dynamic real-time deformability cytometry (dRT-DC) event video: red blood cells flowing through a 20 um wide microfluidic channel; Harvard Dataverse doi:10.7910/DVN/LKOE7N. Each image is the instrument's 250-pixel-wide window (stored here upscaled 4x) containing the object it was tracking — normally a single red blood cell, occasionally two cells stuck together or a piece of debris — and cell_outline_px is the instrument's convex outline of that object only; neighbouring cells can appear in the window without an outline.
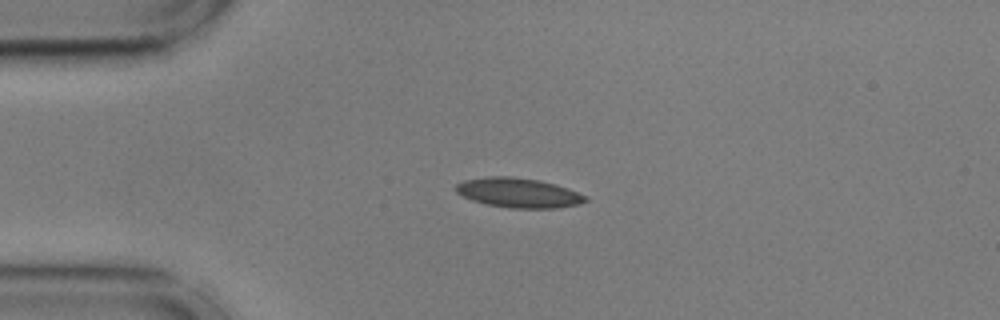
{"species": "common noctule bat (a hibernating species)", "species_latin": "Nyctalus noctula", "temperature_condition": "cold", "stored_images_in_passage": 43, "camera_frame_rate_fps": 3000, "um_per_image_px": 0.085, "animal": {"sex": "male", "body_mass_g": 17.9, "forearm_length_mm": 54.2}, "frame": {"image": 1, "passage_image": 1, "time_ms": 0.0, "image_size_px": [1000, 320], "cell_outline_px": [[588, 200], [580, 204], [556, 208], [508, 208], [488, 204], [472, 200], [456, 192], [452, 188], [456, 184], [464, 180], [488, 176], [512, 176], [540, 180], [556, 184], [568, 188], [588, 196]], "centroid_in_image_um": [44.08, 16.38], "position_along_channel_um": 40.9, "area_um2": 22.6}}
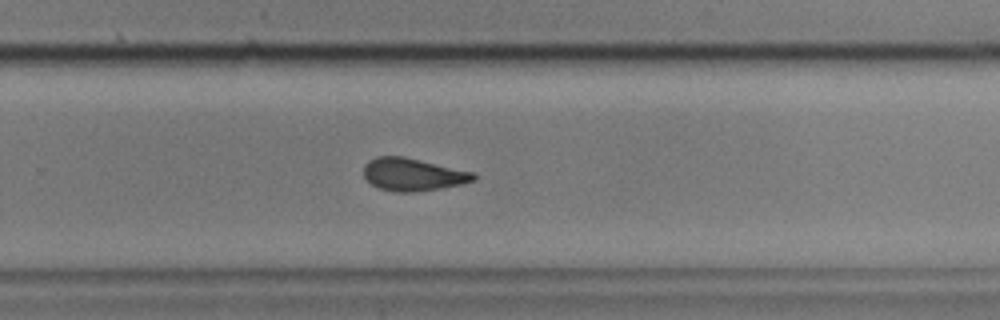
{"frame": {"image": 2, "passage_image": 24, "time_ms": 7.667, "image_size_px": [1000, 320], "cell_outline_px": [[476, 180], [460, 184], [440, 188], [412, 192], [392, 192], [380, 188], [372, 184], [364, 176], [364, 164], [368, 160], [376, 156], [404, 156], [476, 172]], "centroid_in_image_um": [35.1, 14.82], "position_along_channel_um": 294.7, "area_um2": 21.04}}
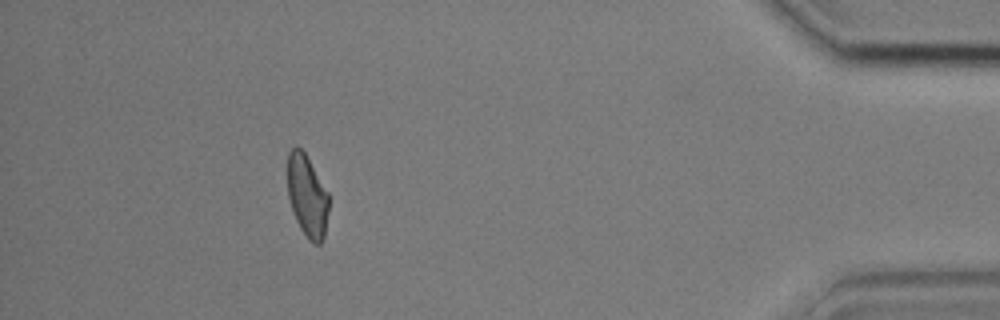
{"frame": {"image": 3, "passage_image": 38, "time_ms": 12.333, "image_size_px": [1000, 320], "cell_outline_px": [[328, 212], [324, 236], [320, 244], [312, 244], [308, 240], [300, 228], [296, 220], [288, 196], [288, 152], [296, 144], [304, 152], [328, 192]], "centroid_in_image_um": [26.11, 16.67], "position_along_channel_um": 409.1, "area_um2": 19.59}, "authors_computed_cell_mechanics": {"area_um2": 21.1548, "velocity_mm_per_s": 3.6113, "shape_relaxation_time_tau1_ms": 6.6422, "shape_relaxation_time_tau2_ms": 2.5209, "deformation_change_tau1": 0.1392, "deformation_change_tau2": 0.0939}}